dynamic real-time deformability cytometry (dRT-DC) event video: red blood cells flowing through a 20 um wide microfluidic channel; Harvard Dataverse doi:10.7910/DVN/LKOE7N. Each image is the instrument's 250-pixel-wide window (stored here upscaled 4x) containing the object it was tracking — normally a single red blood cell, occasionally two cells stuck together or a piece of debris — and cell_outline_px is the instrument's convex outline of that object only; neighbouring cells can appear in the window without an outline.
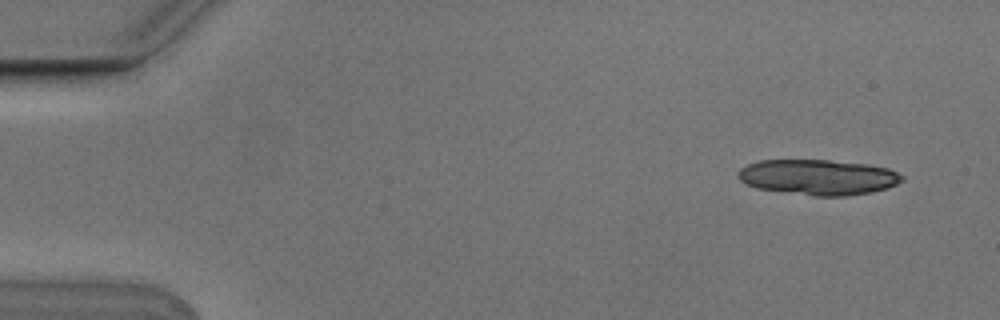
{"species": "Egyptian fruit bat (a non-hibernating species)", "species_latin": "Rousettus aegyptiacus", "temperature_condition": "cold", "stored_images_in_passage": 7, "camera_frame_rate_fps": 3000, "um_per_image_px": 0.085, "animal": {"sex": "male"}, "frame": {"image": 1, "passage_image": 2, "time_ms": 0.333, "image_size_px": [1000, 320], "cell_outline_px": [[904, 180], [896, 184], [884, 188], [868, 192], [844, 196], [812, 196], [756, 188], [744, 184], [736, 176], [736, 172], [740, 168], [748, 164], [760, 160], [828, 160], [868, 164], [888, 168], [904, 176]], "centroid_in_image_um": [69.48, 15.05], "position_along_channel_um": 15.5, "area_um2": 33.93}}
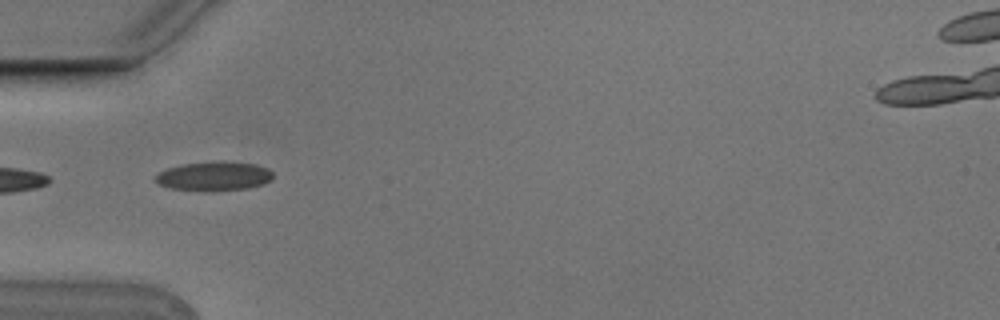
{"frame": {"image": 2, "passage_image": 6, "time_ms": 1.667, "image_size_px": [1000, 320], "cell_outline_px": [[272, 180], [248, 188], [172, 188], [160, 184], [152, 180], [160, 172], [168, 168], [184, 164], [212, 160], [224, 160], [256, 164], [268, 168], [272, 172]], "centroid_in_image_um": [18.23, 14.89], "position_along_channel_um": 66.8, "area_um2": 19.19}}